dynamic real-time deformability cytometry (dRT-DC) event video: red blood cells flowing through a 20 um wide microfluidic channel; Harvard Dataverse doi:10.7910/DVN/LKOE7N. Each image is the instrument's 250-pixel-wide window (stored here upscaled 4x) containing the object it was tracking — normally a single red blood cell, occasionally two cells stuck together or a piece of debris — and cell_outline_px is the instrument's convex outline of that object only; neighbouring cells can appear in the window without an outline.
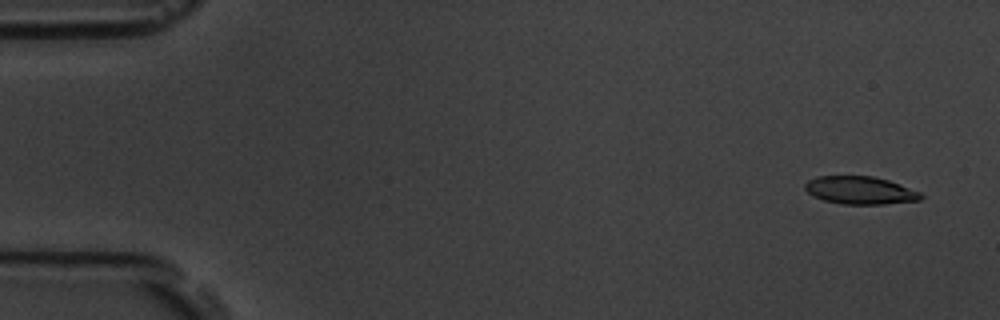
{"species": "common noctule bat (a hibernating species)", "species_latin": "Nyctalus noctula", "temperature_condition": "room temperature", "stored_images_in_passage": 6, "segment_of_instrument_passage": [1, 2], "camera_frame_rate_fps": 3000, "um_per_image_px": 0.085, "animal": {"sex": "male", "body_mass_g": 19.5, "forearm_length_mm": 54.6}, "frame": {"image": 1, "passage_image": 1, "time_ms": 0.0, "image_size_px": [1000, 320], "cell_outline_px": [[924, 196], [920, 200], [884, 204], [840, 204], [824, 200], [812, 196], [804, 188], [804, 184], [808, 180], [816, 176], [872, 176], [888, 180], [920, 192]], "centroid_in_image_um": [73.08, 16.18], "position_along_channel_um": 11.9, "area_um2": 18.79}}
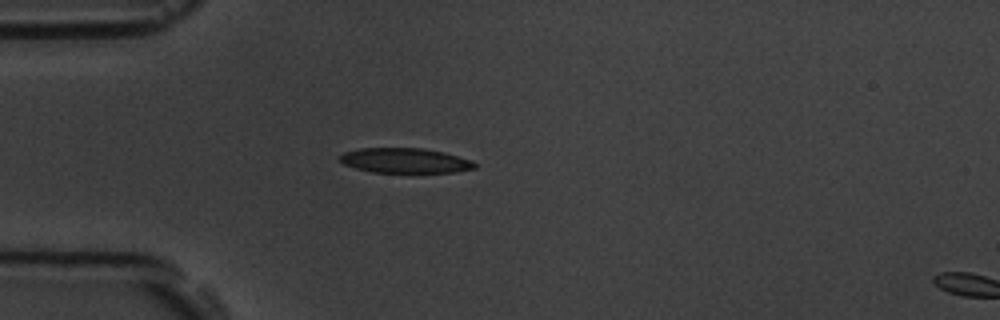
{"frame": {"image": 2, "passage_image": 5, "time_ms": 4.333, "image_size_px": [1000, 320], "cell_outline_px": [[476, 168], [456, 172], [372, 172], [356, 168], [344, 164], [336, 160], [336, 156], [344, 152], [360, 148], [424, 148], [444, 152], [468, 160], [476, 164]], "centroid_in_image_um": [34.34, 13.64], "position_along_channel_um": 50.7, "area_um2": 19.59}}